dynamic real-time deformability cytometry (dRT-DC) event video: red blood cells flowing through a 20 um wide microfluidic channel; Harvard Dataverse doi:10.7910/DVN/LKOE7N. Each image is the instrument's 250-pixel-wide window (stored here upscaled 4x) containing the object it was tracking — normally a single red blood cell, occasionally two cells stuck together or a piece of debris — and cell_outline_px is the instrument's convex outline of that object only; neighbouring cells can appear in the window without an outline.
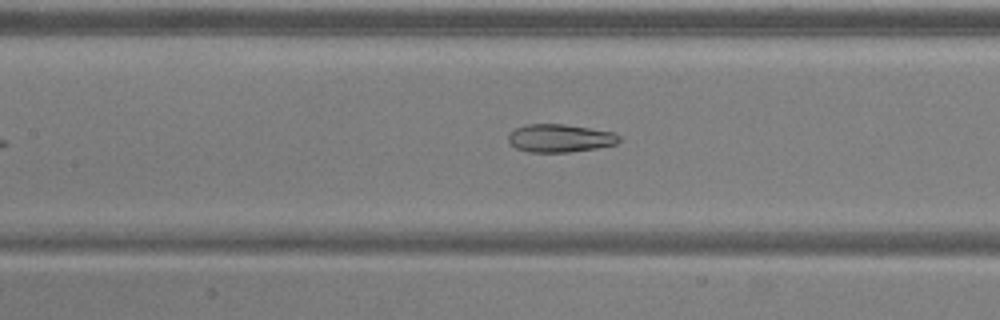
{"species": "common noctule bat (a hibernating species)", "species_latin": "Nyctalus noctula", "temperature_condition": "warm", "stored_images_in_passage": 45, "camera_frame_rate_fps": 3000, "um_per_image_px": 0.085, "animal": {"sex": "male", "body_mass_g": 20.5, "forearm_length_mm": 52.5}, "frame": {"image": 1, "passage_image": 16, "time_ms": 5.0, "image_size_px": [1000, 320], "cell_outline_px": [[620, 140], [616, 144], [596, 148], [568, 152], [528, 152], [516, 148], [508, 140], [508, 136], [516, 128], [528, 124], [564, 124], [612, 132], [620, 136]], "centroid_in_image_um": [47.59, 11.75], "position_along_channel_um": 159.8, "area_um2": 17.86}}
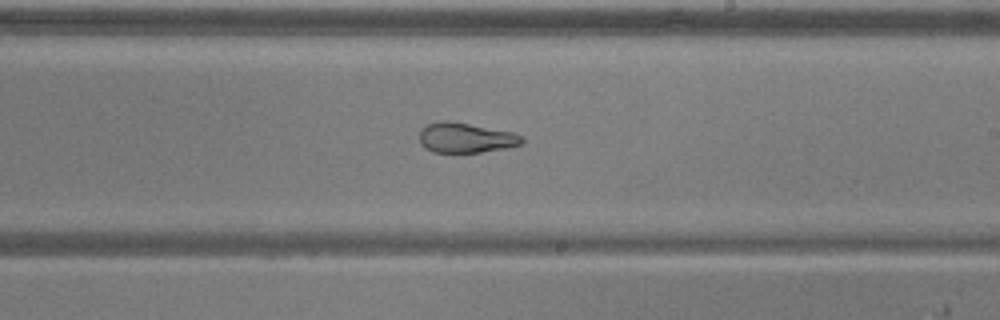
{"frame": {"image": 2, "passage_image": 23, "time_ms": 7.333, "image_size_px": [1000, 320], "cell_outline_px": [[524, 140], [520, 144], [504, 148], [480, 152], [432, 152], [424, 148], [420, 144], [420, 128], [428, 124], [444, 120], [468, 124], [512, 132], [524, 136]], "centroid_in_image_um": [39.55, 11.72], "position_along_channel_um": 249.4, "area_um2": 17.74}}
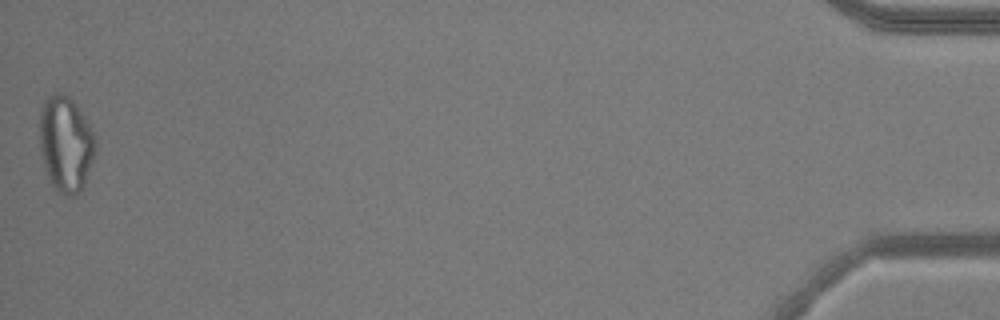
{"frame": {"image": 3, "passage_image": 45, "time_ms": 14.667, "image_size_px": [1000, 320], "cell_outline_px": [[96, 148], [84, 184], [80, 192], [72, 196], [60, 196], [52, 188], [48, 180], [44, 168], [40, 148], [40, 112], [44, 100], [48, 96], [56, 92], [60, 92], [68, 96], [76, 104], [84, 116], [96, 136]], "centroid_in_image_um": [5.57, 12.26], "position_along_channel_um": 429.6, "area_um2": 31.56}, "authors_computed_cell_mechanics": {"area_um2": 22.9466, "velocity_mm_per_s": 3.8463, "shape_relaxation_time_tau1_ms": null, "shape_relaxation_time_tau2_ms": 2.3371, "deformation_change_tau1": null, "deformation_change_tau2": 0.081}}